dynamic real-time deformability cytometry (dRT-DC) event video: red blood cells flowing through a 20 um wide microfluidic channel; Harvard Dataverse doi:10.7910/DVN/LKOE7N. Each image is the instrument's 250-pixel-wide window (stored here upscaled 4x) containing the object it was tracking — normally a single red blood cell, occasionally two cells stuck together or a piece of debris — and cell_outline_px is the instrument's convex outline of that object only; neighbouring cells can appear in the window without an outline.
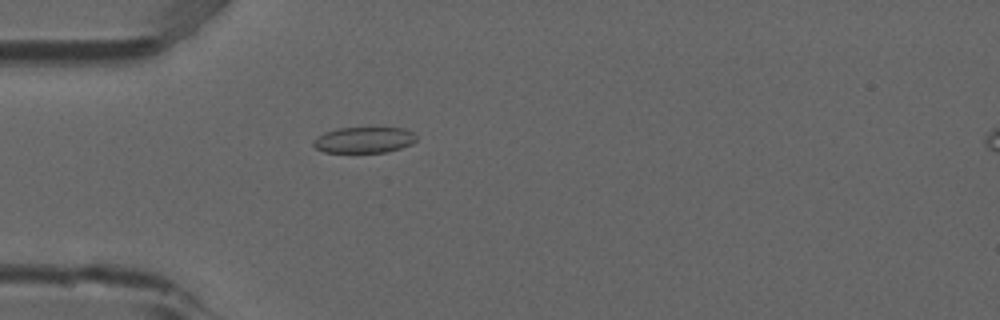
{"species": "common noctule bat (a hibernating species)", "species_latin": "Nyctalus noctula", "temperature_condition": "room temperature", "stored_images_in_passage": 3, "camera_frame_rate_fps": 3000, "um_per_image_px": 0.085, "animal": {"sex": "male", "forearm_length_mm": 52.5}, "frame": {"image": 1, "passage_image": 3, "time_ms": 0.667, "image_size_px": [1000, 320], "cell_outline_px": [[416, 140], [412, 144], [400, 148], [384, 152], [324, 152], [316, 148], [312, 144], [312, 140], [316, 136], [324, 132], [340, 128], [404, 128], [412, 132], [416, 136]], "centroid_in_image_um": [30.91, 11.89], "position_along_channel_um": 54.1, "area_um2": 15.55}}